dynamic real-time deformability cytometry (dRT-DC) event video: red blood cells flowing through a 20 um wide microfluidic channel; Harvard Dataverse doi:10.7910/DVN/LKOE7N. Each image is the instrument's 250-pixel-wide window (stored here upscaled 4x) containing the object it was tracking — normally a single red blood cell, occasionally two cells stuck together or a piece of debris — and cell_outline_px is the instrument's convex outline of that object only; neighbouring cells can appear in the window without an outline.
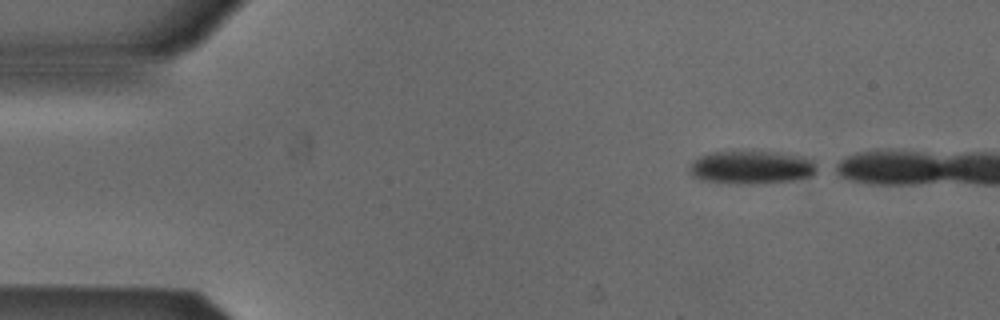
{"species": "Egyptian fruit bat (a non-hibernating species)", "species_latin": "Rousettus aegyptiacus", "temperature_condition": "cold", "stored_images_in_passage": 5, "camera_frame_rate_fps": 3000, "um_per_image_px": 0.085, "animal": {"sex": "male"}, "frame": {"image": 1, "passage_image": 1, "time_ms": 0.0, "image_size_px": [1000, 320], "cell_outline_px": [[820, 172], [812, 176], [792, 180], [756, 184], [740, 184], [700, 180], [692, 176], [688, 172], [692, 164], [700, 156], [716, 152], [772, 152], [800, 156], [812, 160], [820, 168]], "centroid_in_image_um": [63.93, 14.25], "position_along_channel_um": 21.1, "area_um2": 24.57}}